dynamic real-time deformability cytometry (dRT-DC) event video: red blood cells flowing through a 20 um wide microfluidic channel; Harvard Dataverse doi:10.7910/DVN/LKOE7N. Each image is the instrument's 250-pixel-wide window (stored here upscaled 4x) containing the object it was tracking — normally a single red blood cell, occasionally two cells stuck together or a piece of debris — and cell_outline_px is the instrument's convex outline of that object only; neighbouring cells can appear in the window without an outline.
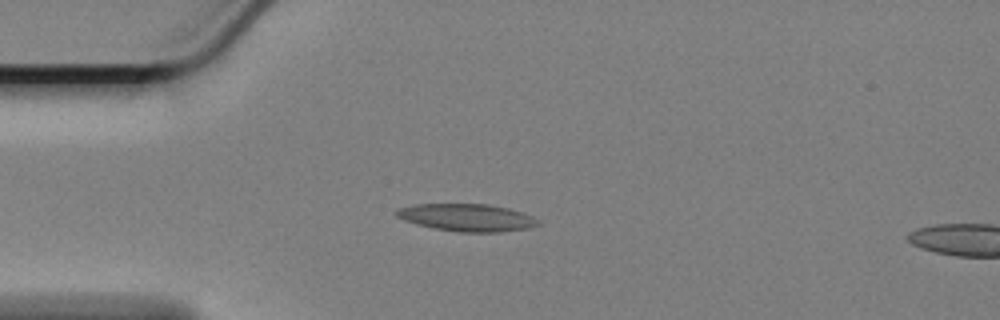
{"species": "Egyptian fruit bat (a non-hibernating species)", "species_latin": "Rousettus aegyptiacus", "temperature_condition": "cold", "stored_images_in_passage": 13, "camera_frame_rate_fps": 3000, "um_per_image_px": 0.085, "animal": {"sex": "female"}, "frame": {"image": 1, "passage_image": 10, "time_ms": 3.0, "image_size_px": [1000, 320], "cell_outline_px": [[540, 224], [528, 228], [500, 232], [456, 232], [432, 228], [416, 224], [404, 220], [396, 216], [396, 208], [416, 204], [488, 204], [508, 208], [520, 212], [536, 220]], "centroid_in_image_um": [39.61, 18.49], "position_along_channel_um": 45.4, "area_um2": 22.48}}